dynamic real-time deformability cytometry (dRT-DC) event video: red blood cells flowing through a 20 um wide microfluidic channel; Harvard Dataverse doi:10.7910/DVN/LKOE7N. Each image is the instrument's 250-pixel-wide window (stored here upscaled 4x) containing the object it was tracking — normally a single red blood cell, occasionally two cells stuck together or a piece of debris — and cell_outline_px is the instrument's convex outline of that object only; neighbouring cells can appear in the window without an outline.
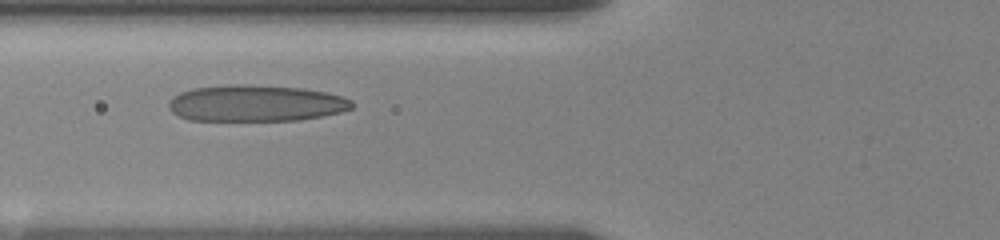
{"species": "human", "species_latin": "Homo sapiens", "temperature_condition": "room temperature", "stored_images_in_passage": 9, "camera_frame_rate_fps": 3000, "um_per_image_px": 0.085, "donor": {"sex": "female"}, "frame": {"image": 1, "passage_image": 7, "time_ms": 4.0, "image_size_px": [1000, 240], "cell_outline_px": [[352, 108], [340, 112], [320, 116], [296, 120], [188, 120], [172, 112], [168, 108], [168, 104], [180, 92], [192, 88], [232, 84], [248, 84], [300, 88], [324, 92], [340, 96], [352, 100]], "centroid_in_image_um": [21.71, 8.77], "position_along_channel_um": 104.1, "area_um2": 38.55}}
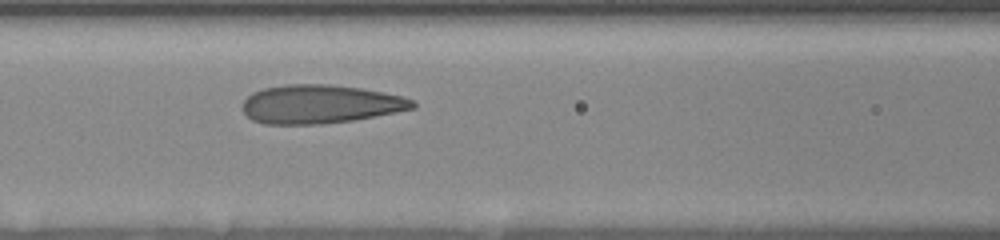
{"frame": {"image": 2, "passage_image": 8, "time_ms": 5.0, "image_size_px": [1000, 240], "cell_outline_px": [[416, 108], [396, 112], [352, 120], [320, 124], [264, 124], [252, 120], [240, 108], [244, 100], [252, 92], [264, 88], [284, 84], [328, 84], [360, 88], [384, 92], [404, 96], [412, 100], [416, 104]], "centroid_in_image_um": [27.19, 8.85], "position_along_channel_um": 139.4, "area_um2": 38.44}}
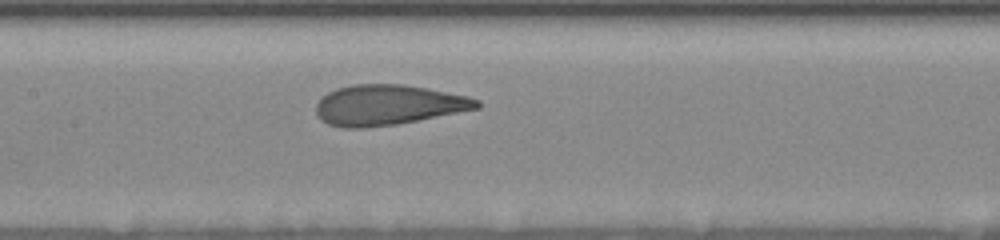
{"frame": {"image": 3, "passage_image": 9, "time_ms": 6.0, "image_size_px": [1000, 240], "cell_outline_px": [[480, 108], [396, 124], [364, 128], [340, 128], [328, 124], [320, 120], [316, 112], [316, 104], [328, 92], [336, 88], [352, 84], [404, 84], [428, 88], [468, 96], [480, 100]], "centroid_in_image_um": [32.97, 8.92], "position_along_channel_um": 174.4, "area_um2": 37.86}}